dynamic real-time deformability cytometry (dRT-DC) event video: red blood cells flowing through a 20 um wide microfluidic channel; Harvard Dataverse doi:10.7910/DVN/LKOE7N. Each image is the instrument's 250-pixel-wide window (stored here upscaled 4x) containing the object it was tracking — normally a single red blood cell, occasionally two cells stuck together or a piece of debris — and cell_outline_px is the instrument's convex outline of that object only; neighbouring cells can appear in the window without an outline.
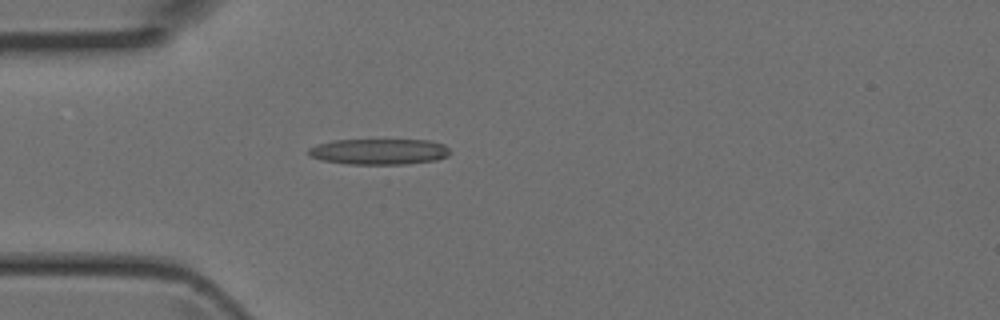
{"species": "Egyptian fruit bat (a non-hibernating species)", "species_latin": "Rousettus aegyptiacus", "temperature_condition": "room temperature", "stored_images_in_passage": 2, "camera_frame_rate_fps": 3000, "um_per_image_px": 0.085, "animal": {"sex": "female"}, "frame": {"image": 1, "passage_image": 2, "time_ms": 0.333, "image_size_px": [1000, 320], "cell_outline_px": [[452, 152], [448, 156], [436, 160], [404, 164], [348, 164], [320, 160], [312, 156], [308, 152], [308, 148], [316, 144], [332, 140], [428, 140], [444, 144]], "centroid_in_image_um": [32.23, 12.88], "position_along_channel_um": 52.8, "area_um2": 21.39}}